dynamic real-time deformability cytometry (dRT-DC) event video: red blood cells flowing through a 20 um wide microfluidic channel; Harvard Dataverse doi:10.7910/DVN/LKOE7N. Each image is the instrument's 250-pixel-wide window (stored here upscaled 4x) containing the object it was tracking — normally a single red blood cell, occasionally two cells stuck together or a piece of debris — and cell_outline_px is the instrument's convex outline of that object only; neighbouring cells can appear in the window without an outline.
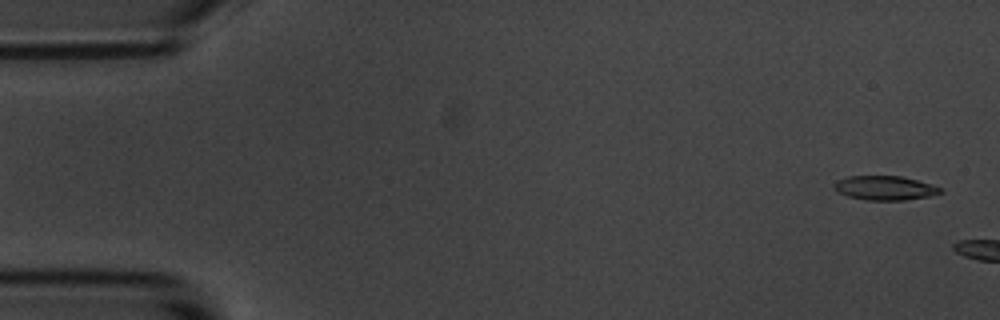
{"species": "common noctule bat (a hibernating species)", "species_latin": "Nyctalus noctula", "temperature_condition": "room temperature", "stored_images_in_passage": 3, "camera_frame_rate_fps": 3000, "um_per_image_px": 0.085, "animal": {"sex": "male", "body_mass_g": 20.1, "forearm_length_mm": 53.5}, "frame": {"image": 1, "passage_image": 1, "time_ms": 0.0, "image_size_px": [1000, 320], "cell_outline_px": [[944, 192], [928, 196], [904, 200], [864, 200], [848, 196], [836, 192], [832, 188], [832, 184], [836, 180], [848, 176], [900, 176], [932, 184], [944, 188]], "centroid_in_image_um": [75.18, 15.97], "position_along_channel_um": 9.8, "area_um2": 15.2}}